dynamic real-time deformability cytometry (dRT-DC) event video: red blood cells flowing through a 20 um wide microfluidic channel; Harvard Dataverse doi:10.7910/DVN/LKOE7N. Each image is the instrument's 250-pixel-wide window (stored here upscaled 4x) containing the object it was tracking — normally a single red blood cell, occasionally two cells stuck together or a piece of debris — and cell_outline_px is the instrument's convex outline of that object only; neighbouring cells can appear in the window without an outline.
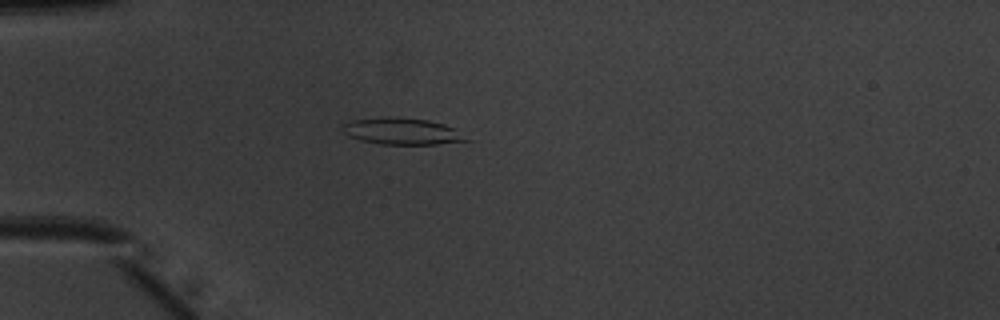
{"species": "common noctule bat (a hibernating species)", "species_latin": "Nyctalus noctula", "temperature_condition": "warm", "stored_images_in_passage": 33, "camera_frame_rate_fps": 3000, "um_per_image_px": 0.085, "animal": {"sex": "male", "body_mass_g": 20.1, "forearm_length_mm": 53.5}, "frame": {"image": 1, "passage_image": 8, "time_ms": 2.333, "image_size_px": [1000, 320], "cell_outline_px": [[472, 140], [436, 144], [380, 144], [360, 140], [348, 136], [340, 128], [344, 124], [352, 120], [380, 116], [388, 116], [428, 120], [444, 124], [452, 128]], "centroid_in_image_um": [34.12, 11.15], "position_along_channel_um": 50.9, "area_um2": 19.19}}
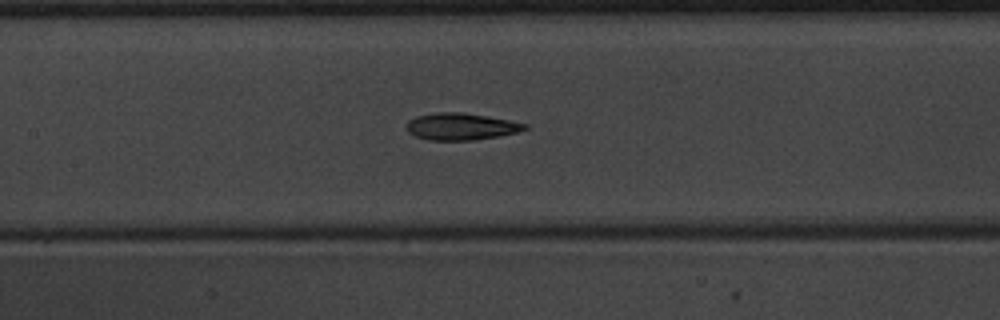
{"frame": {"image": 2, "passage_image": 18, "time_ms": 5.667, "image_size_px": [1000, 320], "cell_outline_px": [[528, 128], [516, 132], [496, 136], [472, 140], [428, 140], [416, 136], [408, 132], [404, 128], [408, 120], [416, 116], [436, 112], [460, 112], [488, 116], [528, 124]], "centroid_in_image_um": [39.12, 10.74], "position_along_channel_um": 168.3, "area_um2": 18.5}}
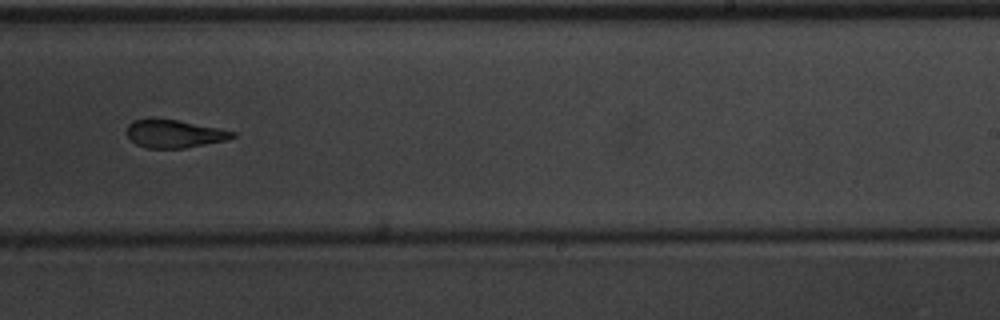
{"frame": {"image": 3, "passage_image": 26, "time_ms": 8.333, "image_size_px": [1000, 320], "cell_outline_px": [[236, 136], [224, 140], [184, 148], [148, 148], [136, 144], [128, 136], [128, 124], [132, 120], [176, 120], [236, 132]], "centroid_in_image_um": [14.8, 11.39], "position_along_channel_um": 274.2, "area_um2": 16.53}, "authors_computed_cell_mechanics": {"area_um2": 18.496, "velocity_mm_per_s": 3.982, "shape_relaxation_time_tau1_ms": 3.7686, "shape_relaxation_time_tau2_ms": 5.3257, "deformation_change_tau1": 0.1542, "deformation_change_tau2": 0.1556}}